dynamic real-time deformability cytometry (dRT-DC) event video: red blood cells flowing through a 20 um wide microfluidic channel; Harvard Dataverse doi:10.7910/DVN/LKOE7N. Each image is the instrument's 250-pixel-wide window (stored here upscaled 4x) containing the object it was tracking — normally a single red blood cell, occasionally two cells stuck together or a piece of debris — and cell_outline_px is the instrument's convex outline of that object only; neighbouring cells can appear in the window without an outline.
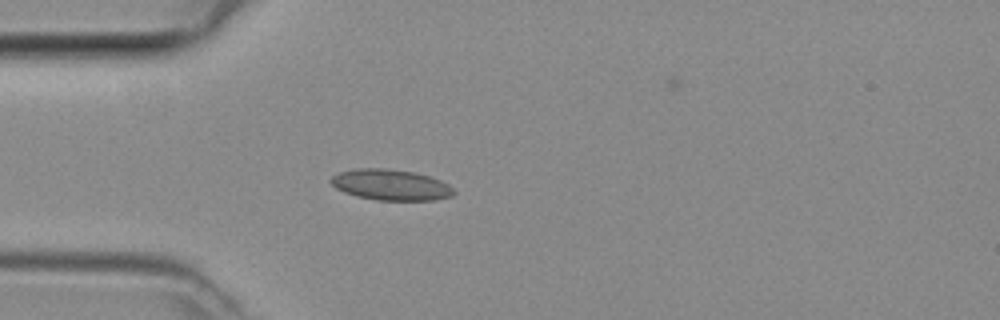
{"species": "common noctule bat (a hibernating species)", "species_latin": "Nyctalus noctula", "temperature_condition": "room temperature", "stored_images_in_passage": 3, "camera_frame_rate_fps": 3000, "um_per_image_px": 0.085, "animal": {"sex": "female", "body_mass_g": 29.2, "forearm_length_mm": 56.3}, "frame": {"image": 1, "passage_image": 3, "time_ms": 0.667, "image_size_px": [1000, 320], "cell_outline_px": [[456, 192], [452, 196], [436, 200], [376, 200], [356, 196], [344, 192], [336, 188], [328, 180], [332, 176], [340, 172], [356, 168], [384, 168], [412, 172], [428, 176], [440, 180], [448, 184]], "centroid_in_image_um": [33.2, 15.71], "position_along_channel_um": 51.8, "area_um2": 22.08}}